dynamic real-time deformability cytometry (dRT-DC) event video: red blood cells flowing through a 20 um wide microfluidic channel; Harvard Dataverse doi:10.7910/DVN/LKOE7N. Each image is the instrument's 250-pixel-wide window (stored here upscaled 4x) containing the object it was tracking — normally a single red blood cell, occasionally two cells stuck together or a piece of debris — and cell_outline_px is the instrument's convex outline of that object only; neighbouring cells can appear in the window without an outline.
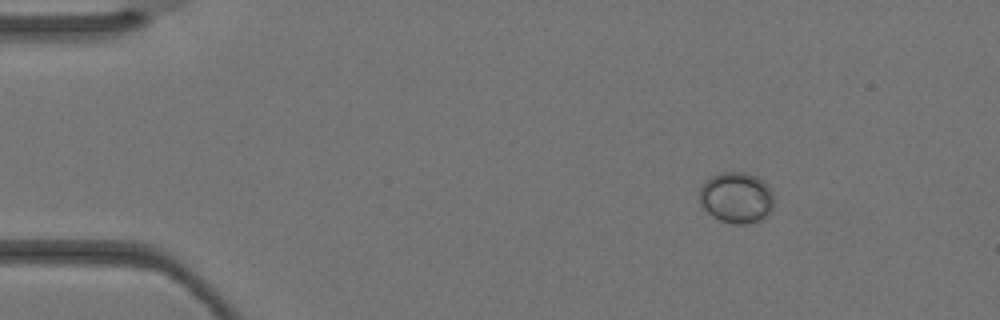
{"species": "Egyptian fruit bat (a non-hibernating species)", "species_latin": "Rousettus aegyptiacus", "temperature_condition": "warm", "stored_images_in_passage": 4, "camera_frame_rate_fps": 3000, "um_per_image_px": 0.085, "animal": {"sex": "female"}, "frame": {"image": 1, "passage_image": 4, "time_ms": 1.0, "image_size_px": [1000, 320], "cell_outline_px": [[772, 208], [768, 216], [760, 220], [748, 224], [732, 224], [720, 220], [708, 212], [700, 204], [700, 188], [704, 180], [720, 172], [744, 172], [756, 176], [772, 192]], "centroid_in_image_um": [62.57, 16.81], "position_along_channel_um": 22.4, "area_um2": 22.02}}